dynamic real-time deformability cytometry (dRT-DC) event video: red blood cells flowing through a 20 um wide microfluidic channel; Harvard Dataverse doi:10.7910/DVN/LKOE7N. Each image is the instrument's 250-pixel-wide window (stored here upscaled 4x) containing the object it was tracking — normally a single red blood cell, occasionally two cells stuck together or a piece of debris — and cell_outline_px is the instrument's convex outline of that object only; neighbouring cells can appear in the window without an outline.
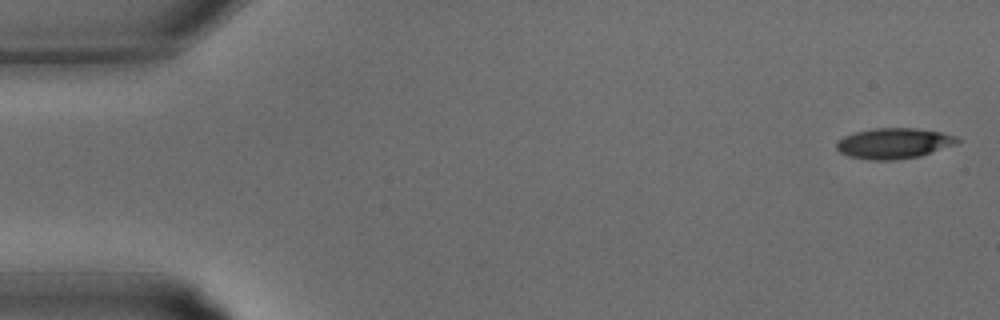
{"species": "common noctule bat (a hibernating species)", "species_latin": "Nyctalus noctula", "temperature_condition": "warm", "stored_images_in_passage": 32, "camera_frame_rate_fps": 3000, "um_per_image_px": 0.085, "animal": {"sex": "male", "body_mass_g": 15.6}, "frame": {"image": 1, "passage_image": 1, "time_ms": 0.0, "image_size_px": [1000, 320], "cell_outline_px": [[960, 140], [956, 144], [920, 156], [892, 160], [868, 160], [848, 156], [840, 152], [836, 148], [836, 144], [844, 136], [856, 132], [876, 128], [916, 128], [940, 132], [956, 136]], "centroid_in_image_um": [75.97, 12.19], "position_along_channel_um": 9.0, "area_um2": 21.39}}
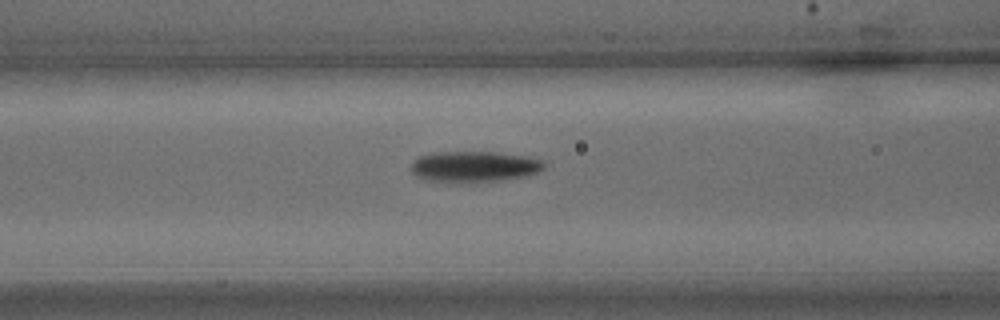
{"frame": {"image": 2, "passage_image": 13, "time_ms": 4.0, "image_size_px": [1000, 320], "cell_outline_px": [[548, 164], [544, 168], [536, 172], [524, 176], [500, 180], [428, 180], [416, 176], [412, 172], [412, 160], [416, 156], [432, 152], [496, 152], [528, 156], [544, 160]], "centroid_in_image_um": [40.33, 14.11], "position_along_channel_um": 126.3, "area_um2": 23.47}}
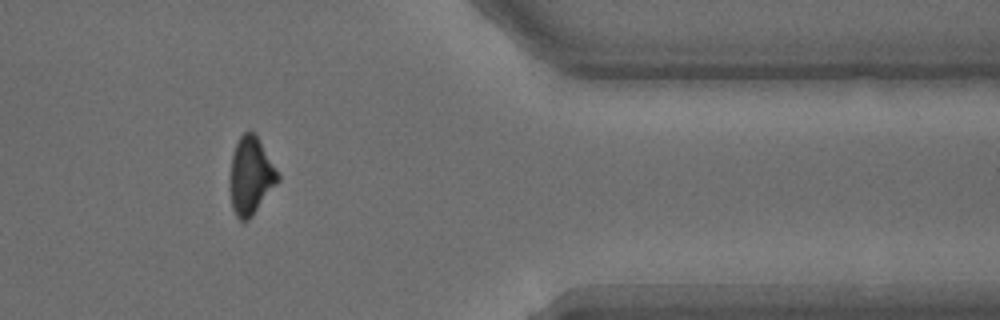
{"frame": {"image": 3, "passage_image": 27, "time_ms": 8.667, "image_size_px": [1000, 320], "cell_outline_px": [[280, 180], [252, 216], [248, 220], [240, 220], [236, 216], [232, 208], [228, 188], [232, 152], [240, 136], [244, 132], [256, 132], [280, 176]], "centroid_in_image_um": [21.29, 14.94], "position_along_channel_um": 390.1, "area_um2": 21.96}}